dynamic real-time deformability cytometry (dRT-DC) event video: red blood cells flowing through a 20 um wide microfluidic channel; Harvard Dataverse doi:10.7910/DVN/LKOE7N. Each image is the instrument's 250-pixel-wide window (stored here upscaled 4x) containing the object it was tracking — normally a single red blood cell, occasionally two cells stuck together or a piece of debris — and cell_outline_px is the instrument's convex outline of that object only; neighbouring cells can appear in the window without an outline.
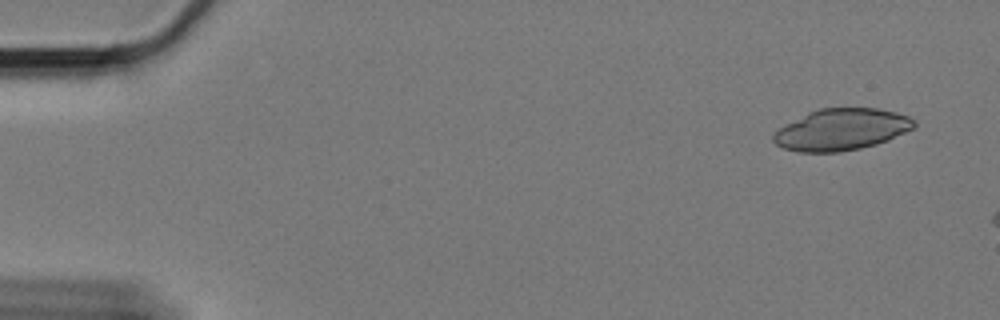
{"species": "Egyptian fruit bat (a non-hibernating species)", "species_latin": "Rousettus aegyptiacus", "temperature_condition": "cold", "stored_images_in_passage": 11, "camera_frame_rate_fps": 3000, "um_per_image_px": 0.085, "animal": {"sex": "female"}, "frame": {"image": 1, "passage_image": 4, "time_ms": 1.0, "image_size_px": [1000, 320], "cell_outline_px": [[916, 124], [912, 128], [888, 140], [876, 144], [860, 148], [840, 152], [800, 152], [784, 148], [776, 144], [772, 140], [772, 136], [784, 124], [808, 112], [820, 108], [876, 108], [896, 112], [908, 116], [916, 120]], "centroid_in_image_um": [71.51, 11.0], "position_along_channel_um": 13.5, "area_um2": 33.99}}